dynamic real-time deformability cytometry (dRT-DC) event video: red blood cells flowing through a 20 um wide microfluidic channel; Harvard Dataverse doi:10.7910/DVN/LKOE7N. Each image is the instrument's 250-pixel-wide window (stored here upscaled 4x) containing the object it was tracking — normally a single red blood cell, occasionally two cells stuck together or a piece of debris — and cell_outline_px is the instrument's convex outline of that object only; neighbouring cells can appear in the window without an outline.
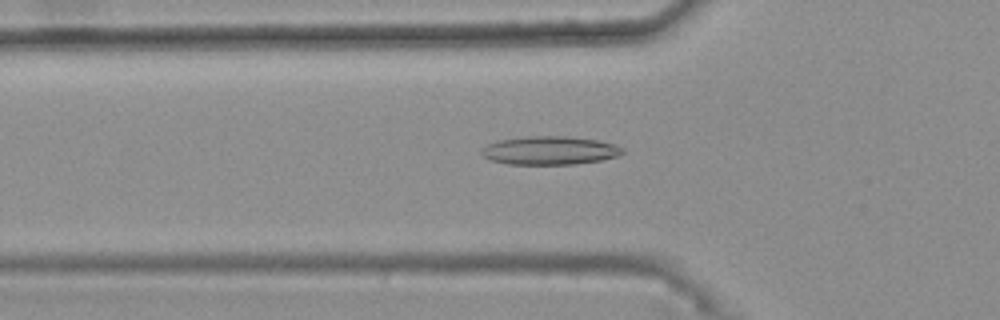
{"species": "common noctule bat (a hibernating species)", "species_latin": "Nyctalus noctula", "temperature_condition": "warm", "stored_images_in_passage": 38, "camera_frame_rate_fps": 3000, "um_per_image_px": 0.085, "animal": {"sex": "female", "body_mass_g": 25.1}, "frame": {"image": 1, "passage_image": 9, "time_ms": 2.667, "image_size_px": [1000, 320], "cell_outline_px": [[624, 152], [616, 156], [600, 160], [572, 164], [508, 164], [488, 160], [480, 152], [488, 144], [500, 140], [528, 136], [568, 136], [600, 140], [616, 144], [624, 148]], "centroid_in_image_um": [46.75, 12.78], "position_along_channel_um": 79.1, "area_um2": 23.35}}
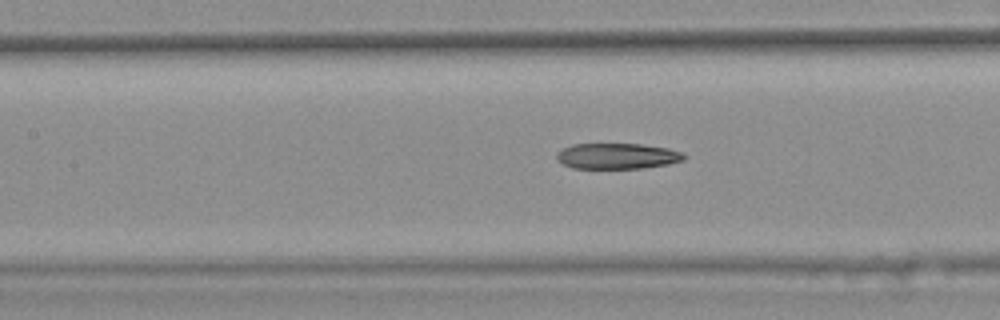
{"frame": {"image": 2, "passage_image": 15, "time_ms": 4.667, "image_size_px": [1000, 320], "cell_outline_px": [[688, 156], [684, 160], [668, 164], [644, 168], [572, 168], [556, 160], [556, 152], [572, 144], [640, 144], [668, 148], [684, 152]], "centroid_in_image_um": [52.49, 13.26], "position_along_channel_um": 154.9, "area_um2": 19.25}}
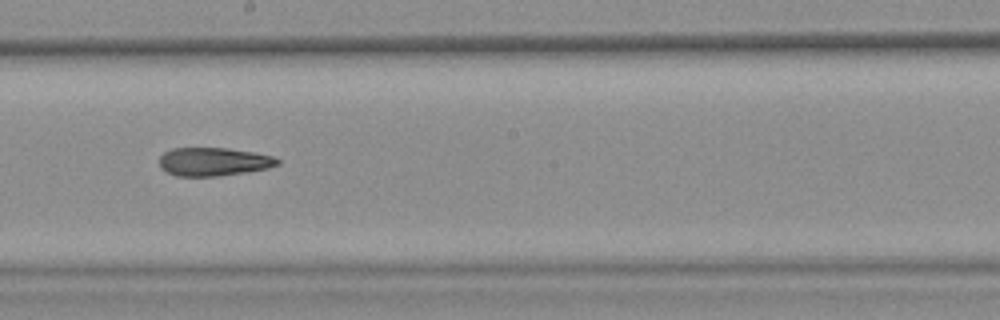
{"frame": {"image": 3, "passage_image": 21, "time_ms": 6.667, "image_size_px": [1000, 320], "cell_outline_px": [[280, 164], [268, 168], [248, 172], [220, 176], [176, 176], [160, 168], [160, 156], [164, 152], [172, 148], [228, 148], [256, 152], [272, 156], [280, 160]], "centroid_in_image_um": [18.18, 13.74], "position_along_channel_um": 230.0, "area_um2": 19.71}, "authors_computed_cell_mechanics": {"area_um2": 20.3456, "velocity_mm_per_s": 3.7678, "shape_relaxation_time_tau1_ms": null, "shape_relaxation_time_tau2_ms": 5.4389, "deformation_change_tau1": null, "deformation_change_tau2": 0.1562}}